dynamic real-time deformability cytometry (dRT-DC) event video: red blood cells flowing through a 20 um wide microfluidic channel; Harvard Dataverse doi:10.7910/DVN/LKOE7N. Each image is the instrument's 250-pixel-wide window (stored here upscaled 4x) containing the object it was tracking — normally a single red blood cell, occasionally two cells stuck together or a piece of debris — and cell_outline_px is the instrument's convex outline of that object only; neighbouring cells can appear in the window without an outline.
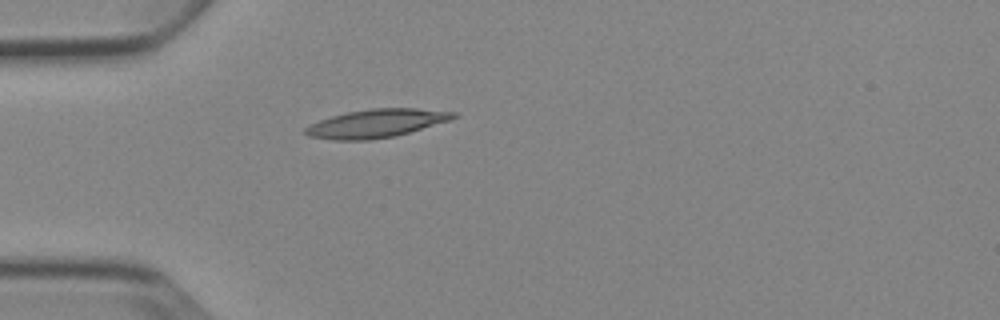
{"species": "Egyptian fruit bat (a non-hibernating species)", "species_latin": "Rousettus aegyptiacus", "temperature_condition": "cold", "stored_images_in_passage": 6, "camera_frame_rate_fps": 3000, "um_per_image_px": 0.085, "animal": {"sex": "female"}, "frame": {"image": 1, "passage_image": 6, "time_ms": 6.0, "image_size_px": [1000, 320], "cell_outline_px": [[460, 116], [452, 120], [408, 132], [392, 136], [372, 140], [332, 140], [308, 136], [304, 132], [304, 128], [308, 124], [332, 116], [348, 112], [372, 108], [416, 108], [456, 112]], "centroid_in_image_um": [31.99, 10.48], "position_along_channel_um": 53.0, "area_um2": 24.45}}